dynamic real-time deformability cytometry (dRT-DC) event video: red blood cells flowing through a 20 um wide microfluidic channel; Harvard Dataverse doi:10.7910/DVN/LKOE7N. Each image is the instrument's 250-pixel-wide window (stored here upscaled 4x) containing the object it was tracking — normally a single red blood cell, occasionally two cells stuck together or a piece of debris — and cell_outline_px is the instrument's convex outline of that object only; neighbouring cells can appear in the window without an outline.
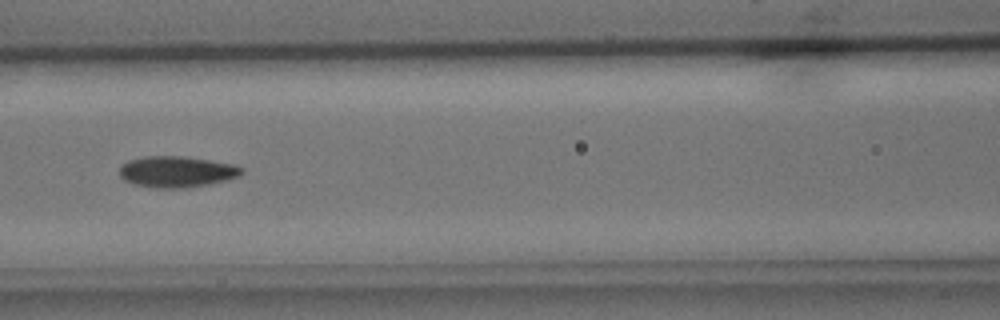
{"species": "common noctule bat (a hibernating species)", "species_latin": "Nyctalus noctula", "temperature_condition": "cold", "stored_images_in_passage": 8, "camera_frame_rate_fps": 3000, "um_per_image_px": 0.085, "animal": {"sex": "male", "body_mass_g": 15.6}, "frame": {"image": 1, "passage_image": 7, "time_ms": 7.0, "image_size_px": [1000, 320], "cell_outline_px": [[244, 172], [240, 176], [228, 180], [188, 188], [156, 188], [132, 184], [124, 180], [120, 176], [120, 168], [128, 160], [144, 156], [184, 156], [236, 164], [244, 168]], "centroid_in_image_um": [15.07, 14.6], "position_along_channel_um": 151.5, "area_um2": 22.48}}
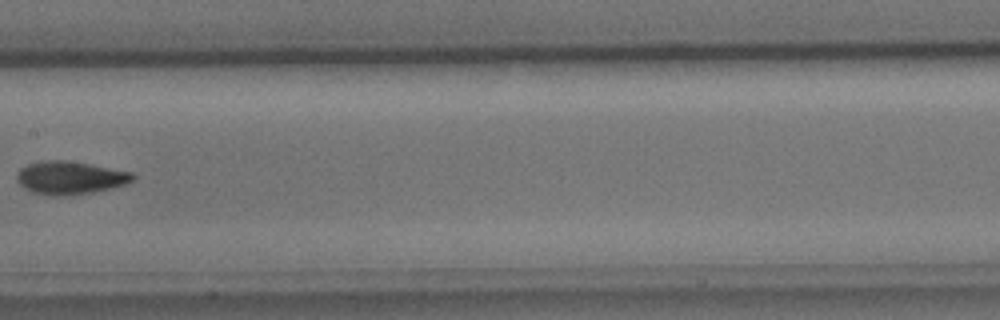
{"frame": {"image": 2, "passage_image": 8, "time_ms": 8.333, "image_size_px": [1000, 320], "cell_outline_px": [[136, 176], [132, 180], [124, 184], [92, 192], [68, 196], [52, 196], [32, 192], [24, 188], [16, 180], [16, 172], [20, 168], [28, 164], [44, 160], [64, 160], [88, 164], [132, 172]], "centroid_in_image_um": [5.89, 15.11], "position_along_channel_um": 201.5, "area_um2": 22.2}}